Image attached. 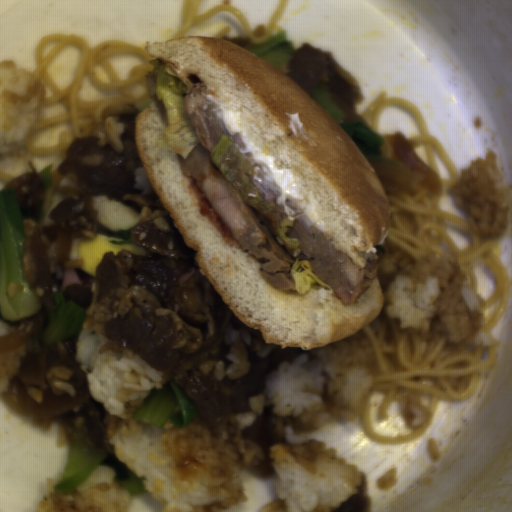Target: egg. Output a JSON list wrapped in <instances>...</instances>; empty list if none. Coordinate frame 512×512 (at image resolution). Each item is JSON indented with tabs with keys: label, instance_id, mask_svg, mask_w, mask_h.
<instances>
[{
	"label": "egg",
	"instance_id": "1",
	"mask_svg": "<svg viewBox=\"0 0 512 512\" xmlns=\"http://www.w3.org/2000/svg\"><path fill=\"white\" fill-rule=\"evenodd\" d=\"M122 239L114 238L107 235H98L90 239L75 237L71 244L69 259H81L80 269L89 273L96 274L97 266L108 252L120 253L125 251L134 256L146 255L145 250L133 243L113 244L111 242H119Z\"/></svg>",
	"mask_w": 512,
	"mask_h": 512
}]
</instances>
